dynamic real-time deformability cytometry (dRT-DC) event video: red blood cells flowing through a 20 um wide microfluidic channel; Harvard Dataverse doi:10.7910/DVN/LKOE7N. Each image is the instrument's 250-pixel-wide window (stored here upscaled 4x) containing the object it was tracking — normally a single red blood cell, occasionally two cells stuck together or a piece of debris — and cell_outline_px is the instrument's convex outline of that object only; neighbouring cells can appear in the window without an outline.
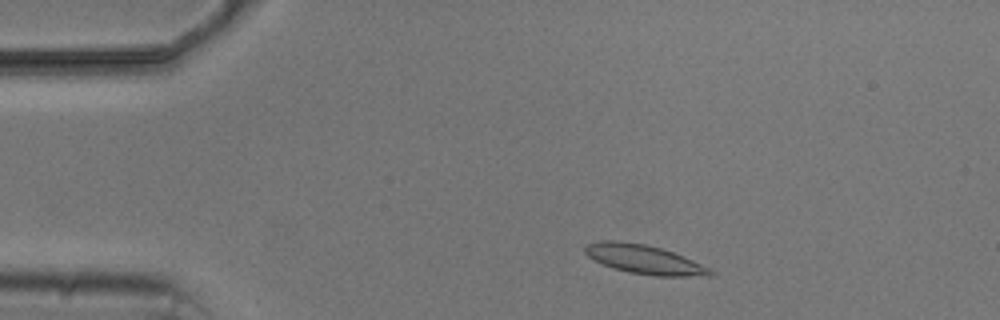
{"species": "common noctule bat (a hibernating species)", "species_latin": "Nyctalus noctula", "temperature_condition": "cold", "stored_images_in_passage": 2, "camera_frame_rate_fps": 3000, "um_per_image_px": 0.085, "animal": {"sex": "male", "body_mass_g": 20.5, "forearm_length_mm": 52.5}, "frame": {"image": 1, "passage_image": 1, "time_ms": 0.0, "image_size_px": [1000, 320], "cell_outline_px": [[716, 272], [712, 276], [656, 276], [628, 272], [612, 268], [588, 256], [584, 252], [584, 248], [588, 244], [600, 240], [616, 240], [644, 244], [660, 248], [672, 252], [692, 260]], "centroid_in_image_um": [54.75, 22.05], "position_along_channel_um": 30.2, "area_um2": 20.98}}